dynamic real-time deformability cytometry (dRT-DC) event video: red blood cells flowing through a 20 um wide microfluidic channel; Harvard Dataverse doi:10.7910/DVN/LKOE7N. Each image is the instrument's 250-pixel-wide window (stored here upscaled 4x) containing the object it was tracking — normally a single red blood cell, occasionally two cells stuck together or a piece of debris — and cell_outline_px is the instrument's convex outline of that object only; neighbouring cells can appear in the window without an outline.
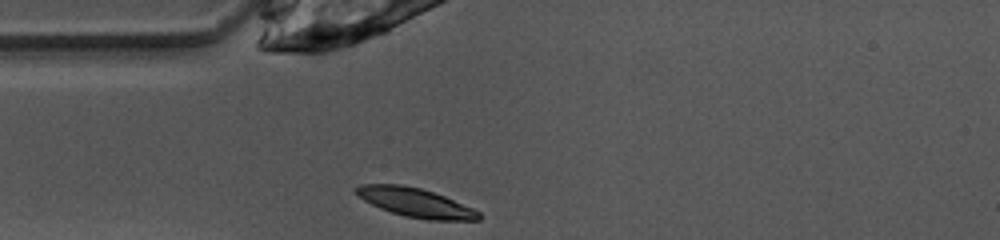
{"species": "common noctule bat (a hibernating species)", "species_latin": "Nyctalus noctula", "temperature_condition": "warm", "stored_images_in_passage": 15, "camera_frame_rate_fps": 3000, "um_per_image_px": 0.085, "animal": {"sex": "female", "body_mass_g": 10.0, "forearm_length_mm": 53.1}, "frame": {"image": 1, "passage_image": 1, "time_ms": 0.0, "image_size_px": [1000, 240], "cell_outline_px": [[484, 216], [480, 220], [428, 220], [404, 216], [380, 208], [364, 200], [352, 188], [360, 184], [400, 184], [420, 188], [444, 196], [472, 208], [480, 212]], "centroid_in_image_um": [35.33, 17.22], "position_along_channel_um": 49.7, "area_um2": 20.63}}
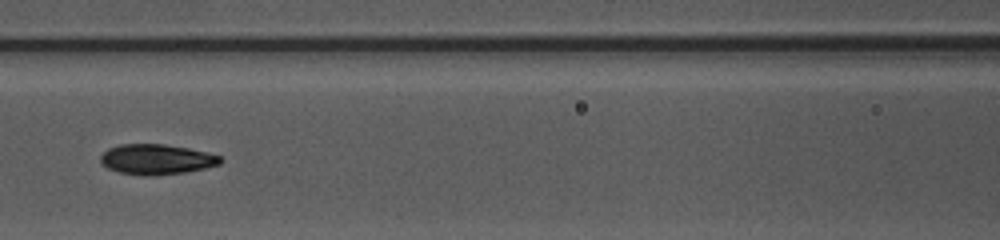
{"frame": {"image": 2, "passage_image": 9, "time_ms": 2.667, "image_size_px": [1000, 240], "cell_outline_px": [[224, 160], [220, 164], [204, 168], [184, 172], [148, 176], [144, 176], [120, 172], [108, 168], [100, 164], [100, 156], [108, 148], [120, 144], [164, 144], [188, 148], [220, 156]], "centroid_in_image_um": [13.27, 13.54], "position_along_channel_um": 153.3, "area_um2": 21.04}}
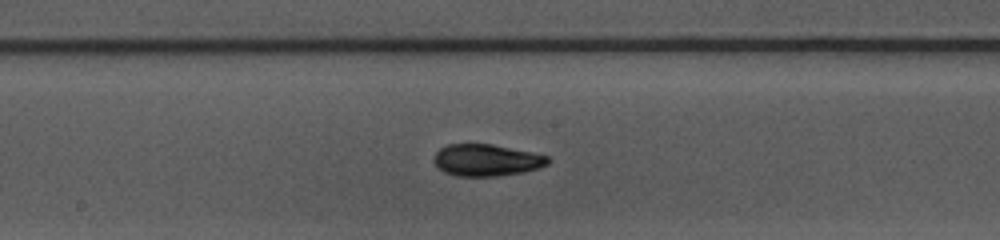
{"frame": {"image": 3, "passage_image": 13, "time_ms": 4.0, "image_size_px": [1000, 240], "cell_outline_px": [[548, 164], [540, 168], [524, 172], [496, 176], [456, 176], [444, 172], [436, 168], [432, 160], [436, 152], [440, 148], [448, 144], [492, 144], [532, 152], [548, 156]], "centroid_in_image_um": [41.31, 13.62], "position_along_channel_um": 206.9, "area_um2": 21.33}}